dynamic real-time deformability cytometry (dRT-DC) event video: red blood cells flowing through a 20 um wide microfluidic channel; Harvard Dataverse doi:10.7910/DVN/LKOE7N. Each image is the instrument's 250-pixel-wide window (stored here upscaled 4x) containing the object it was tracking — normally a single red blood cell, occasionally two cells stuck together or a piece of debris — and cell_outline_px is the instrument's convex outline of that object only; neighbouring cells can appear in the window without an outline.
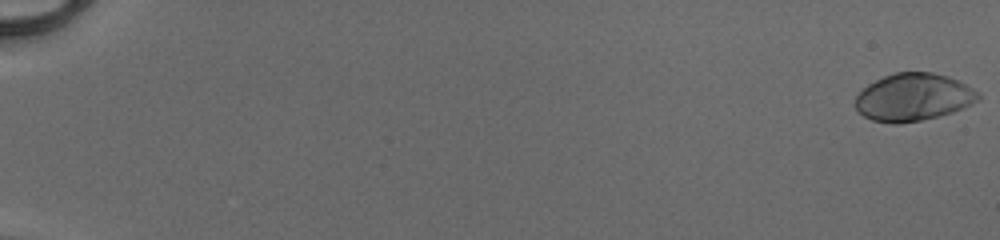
{"species": "human", "species_latin": "Homo sapiens", "temperature_condition": "cold", "stored_images_in_passage": 53, "camera_frame_rate_fps": 3000, "um_per_image_px": 0.085, "donor": {"sex": "male"}, "frame": {"image": 1, "passage_image": 1, "time_ms": 0.0, "image_size_px": [1000, 240], "cell_outline_px": [[980, 100], [964, 108], [952, 112], [920, 120], [896, 124], [892, 124], [872, 120], [864, 116], [856, 108], [856, 96], [868, 84], [884, 76], [896, 72], [932, 72], [948, 76], [980, 92]], "centroid_in_image_um": [77.65, 8.26], "position_along_channel_um": 7.3, "area_um2": 33.87}}
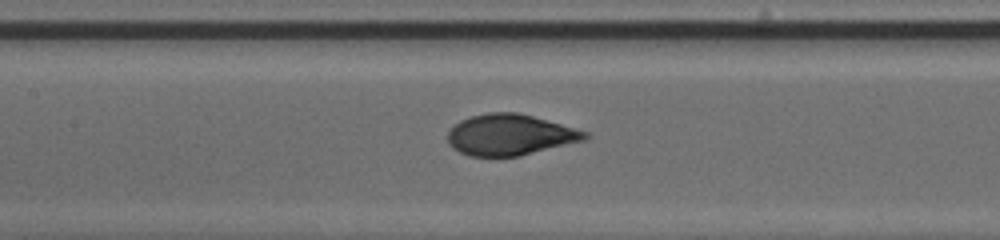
{"frame": {"image": 2, "passage_image": 28, "time_ms": 9.0, "image_size_px": [1000, 240], "cell_outline_px": [[592, 136], [584, 140], [520, 156], [468, 156], [452, 148], [448, 144], [448, 132], [460, 120], [472, 116], [488, 112], [516, 112], [532, 116], [588, 132]], "centroid_in_image_um": [43.34, 11.46], "position_along_channel_um": 164.1, "area_um2": 32.6}}
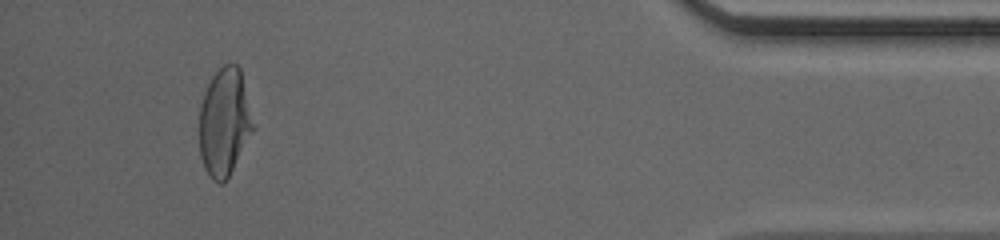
{"frame": {"image": 3, "passage_image": 50, "time_ms": 16.333, "image_size_px": [1000, 240], "cell_outline_px": [[252, 132], [224, 184], [220, 184], [212, 180], [204, 168], [200, 156], [200, 104], [204, 92], [212, 76], [224, 64], [236, 64], [240, 68], [252, 124]], "centroid_in_image_um": [19.03, 10.41], "position_along_channel_um": 416.2, "area_um2": 33.0}, "authors_computed_cell_mechanics": {"area_um2": 33.235, "velocity_mm_per_s": 4.1298, "shape_relaxation_time_tau1_ms": 3.71, "shape_relaxation_time_tau2_ms": null, "deformation_change_tau1": 0.1901, "deformation_change_tau2": null}}